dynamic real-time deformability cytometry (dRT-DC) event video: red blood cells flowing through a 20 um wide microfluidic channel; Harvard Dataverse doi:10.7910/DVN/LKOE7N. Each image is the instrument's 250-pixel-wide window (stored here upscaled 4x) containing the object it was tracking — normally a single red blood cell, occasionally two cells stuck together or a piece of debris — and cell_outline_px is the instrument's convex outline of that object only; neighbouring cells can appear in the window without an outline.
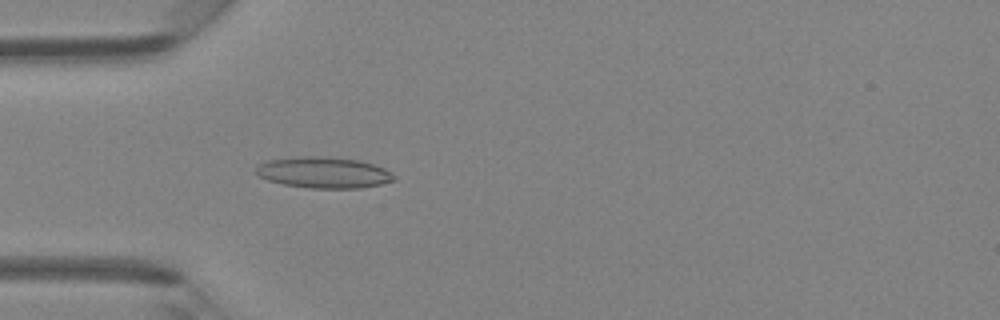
{"species": "Egyptian fruit bat (a non-hibernating species)", "species_latin": "Rousettus aegyptiacus", "temperature_condition": "room temperature", "stored_images_in_passage": 45, "camera_frame_rate_fps": 3000, "um_per_image_px": 0.085, "animal": {"sex": "female"}, "frame": {"image": 1, "passage_image": 13, "time_ms": 4.0, "image_size_px": [1000, 320], "cell_outline_px": [[396, 180], [380, 184], [360, 188], [312, 188], [284, 184], [268, 180], [260, 176], [256, 172], [256, 168], [260, 164], [268, 160], [300, 156], [324, 156], [360, 160], [384, 168], [392, 172], [396, 176]], "centroid_in_image_um": [27.55, 14.66], "position_along_channel_um": 57.4, "area_um2": 24.97}}
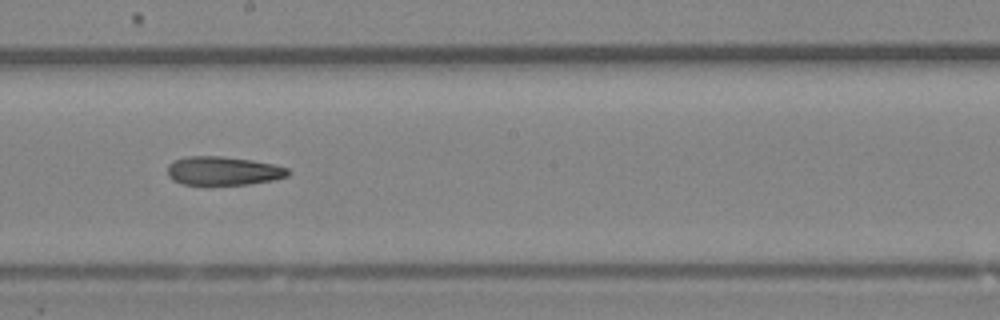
{"frame": {"image": 2, "passage_image": 25, "time_ms": 8.0, "image_size_px": [1000, 320], "cell_outline_px": [[288, 176], [272, 180], [248, 184], [180, 184], [172, 180], [168, 176], [168, 164], [176, 160], [188, 156], [220, 156], [252, 160], [272, 164], [288, 168]], "centroid_in_image_um": [18.94, 14.52], "position_along_channel_um": 229.3, "area_um2": 19.94}}
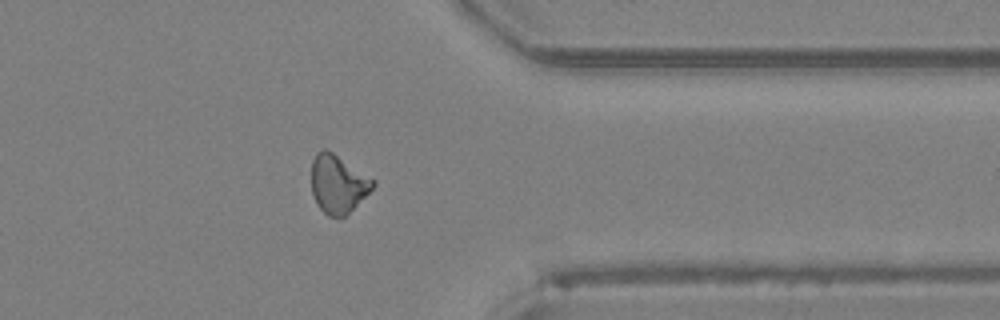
{"frame": {"image": 3, "passage_image": 36, "time_ms": 11.667, "image_size_px": [1000, 320], "cell_outline_px": [[376, 184], [344, 216], [328, 216], [320, 208], [312, 196], [312, 160], [316, 152], [324, 148], [328, 148], [376, 180]], "centroid_in_image_um": [28.71, 15.57], "position_along_channel_um": 382.7, "area_um2": 20.81}}